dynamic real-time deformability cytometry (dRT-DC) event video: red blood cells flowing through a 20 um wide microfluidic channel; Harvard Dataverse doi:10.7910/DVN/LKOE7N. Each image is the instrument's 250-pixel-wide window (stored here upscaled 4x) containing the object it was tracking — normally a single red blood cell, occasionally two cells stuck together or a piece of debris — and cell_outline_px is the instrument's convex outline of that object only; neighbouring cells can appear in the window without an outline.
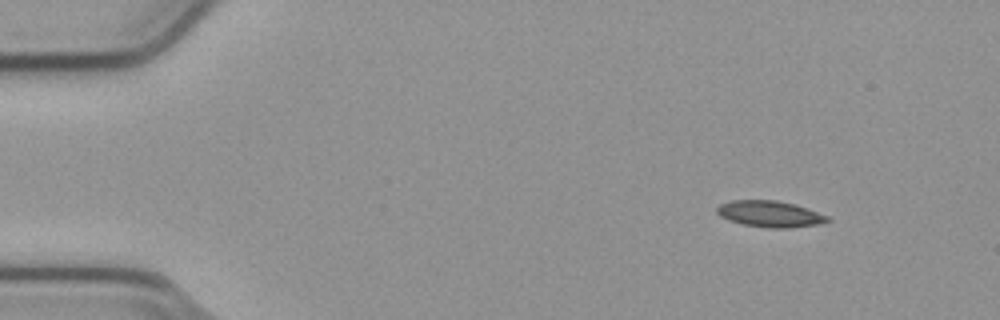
{"species": "common noctule bat (a hibernating species)", "species_latin": "Nyctalus noctula", "temperature_condition": "cold", "stored_images_in_passage": 49, "camera_frame_rate_fps": 3000, "um_per_image_px": 0.085, "animal": {"sex": "male", "body_mass_g": 23.1, "forearm_length_mm": 52.7}, "frame": {"image": 1, "passage_image": 1, "time_ms": 0.0, "image_size_px": [1000, 320], "cell_outline_px": [[832, 220], [820, 224], [788, 228], [768, 228], [744, 224], [728, 220], [720, 216], [716, 212], [716, 208], [720, 204], [732, 200], [776, 200], [796, 204], [828, 216]], "centroid_in_image_um": [65.45, 18.18], "position_along_channel_um": 19.5, "area_um2": 16.99}}
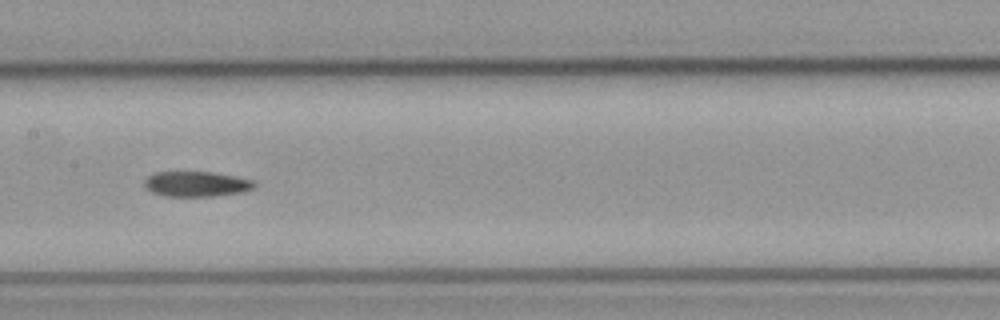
{"frame": {"image": 2, "passage_image": 22, "time_ms": 7.0, "image_size_px": [1000, 320], "cell_outline_px": [[256, 188], [244, 192], [212, 196], [164, 196], [152, 192], [144, 188], [144, 180], [152, 172], [212, 172], [236, 176], [252, 180], [256, 184]], "centroid_in_image_um": [16.69, 15.64], "position_along_channel_um": 190.7, "area_um2": 16.36}}
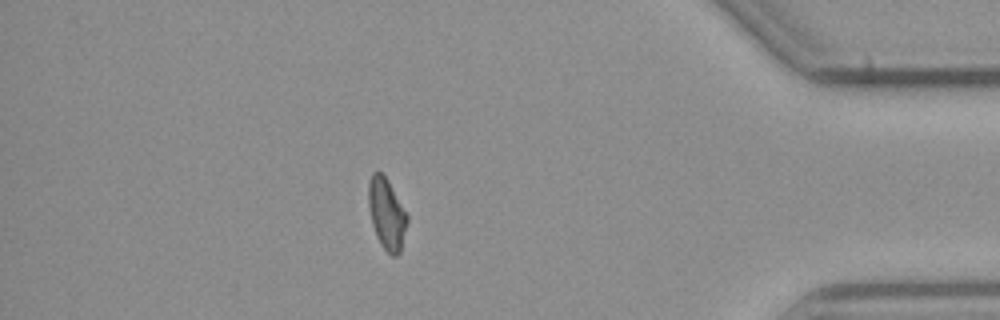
{"frame": {"image": 3, "passage_image": 42, "time_ms": 13.667, "image_size_px": [1000, 320], "cell_outline_px": [[408, 220], [400, 252], [396, 256], [392, 256], [380, 244], [376, 236], [372, 224], [368, 204], [368, 184], [372, 172], [376, 168], [388, 180], [408, 216]], "centroid_in_image_um": [32.85, 18.15], "position_along_channel_um": 402.4, "area_um2": 16.07}}